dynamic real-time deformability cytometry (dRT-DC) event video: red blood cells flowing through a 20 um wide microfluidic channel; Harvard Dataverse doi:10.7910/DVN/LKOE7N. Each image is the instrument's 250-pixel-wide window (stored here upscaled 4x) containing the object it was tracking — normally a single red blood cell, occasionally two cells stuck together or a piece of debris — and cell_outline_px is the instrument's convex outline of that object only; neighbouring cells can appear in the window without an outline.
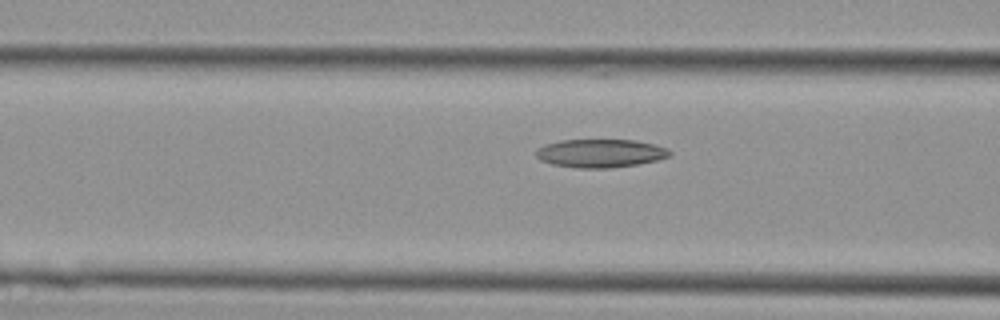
{"species": "Egyptian fruit bat (a non-hibernating species)", "species_latin": "Rousettus aegyptiacus", "temperature_condition": "cold", "stored_images_in_passage": 34, "camera_frame_rate_fps": 3000, "um_per_image_px": 0.085, "animal": {"sex": "female"}, "frame": {"image": 1, "passage_image": 13, "time_ms": 4.0, "image_size_px": [1000, 320], "cell_outline_px": [[672, 156], [640, 164], [612, 168], [576, 168], [552, 164], [540, 160], [536, 156], [536, 148], [544, 144], [560, 140], [636, 140], [668, 148], [672, 152]], "centroid_in_image_um": [51.03, 13.03], "position_along_channel_um": 115.6, "area_um2": 22.31}}
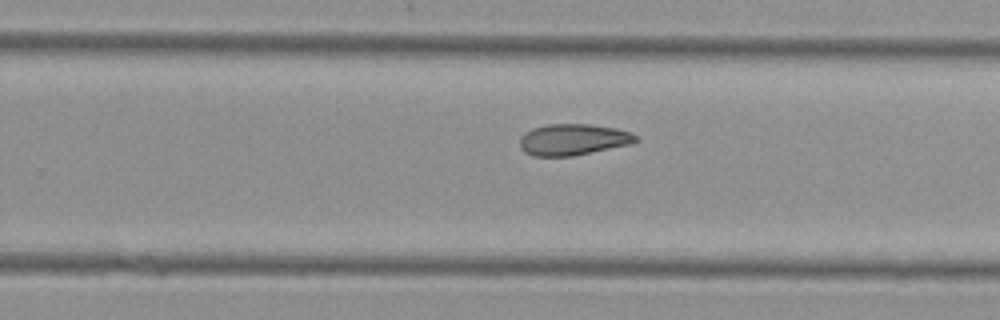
{"frame": {"image": 2, "passage_image": 24, "time_ms": 7.667, "image_size_px": [1000, 320], "cell_outline_px": [[636, 140], [632, 144], [572, 156], [532, 156], [524, 152], [520, 148], [520, 136], [524, 132], [532, 128], [548, 124], [588, 124], [616, 128], [632, 132], [636, 136]], "centroid_in_image_um": [48.68, 11.86], "position_along_channel_um": 281.1, "area_um2": 21.27}}
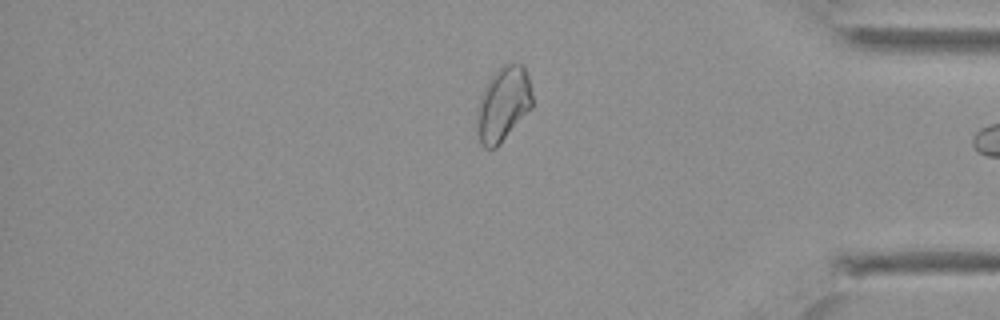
{"frame": {"image": 3, "passage_image": 33, "time_ms": 10.667, "image_size_px": [1000, 320], "cell_outline_px": [[532, 108], [500, 144], [496, 148], [484, 148], [480, 144], [476, 128], [476, 108], [480, 96], [488, 80], [504, 64], [512, 60], [524, 64], [528, 76], [532, 96]], "centroid_in_image_um": [42.76, 8.84], "position_along_channel_um": 392.4, "area_um2": 24.51}}